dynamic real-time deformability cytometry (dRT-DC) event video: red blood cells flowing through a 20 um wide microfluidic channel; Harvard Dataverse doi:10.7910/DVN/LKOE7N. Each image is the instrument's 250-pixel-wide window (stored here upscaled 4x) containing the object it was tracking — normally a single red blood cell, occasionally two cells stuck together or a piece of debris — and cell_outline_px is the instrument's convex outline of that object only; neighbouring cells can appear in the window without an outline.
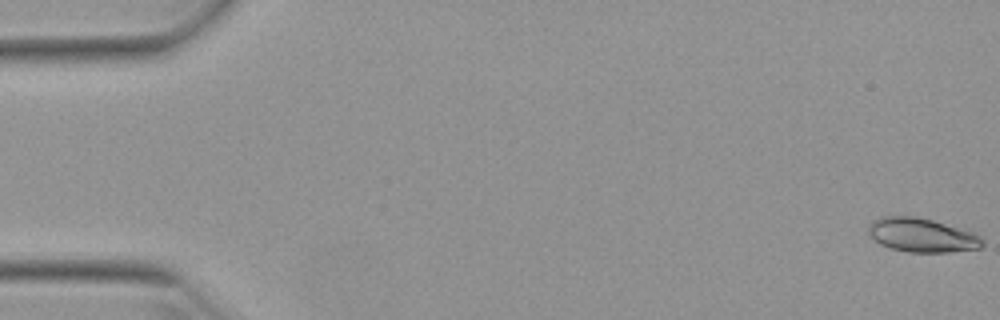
{"species": "Egyptian fruit bat (a non-hibernating species)", "species_latin": "Rousettus aegyptiacus", "temperature_condition": "warm", "stored_images_in_passage": 52, "camera_frame_rate_fps": 3000, "um_per_image_px": 0.085, "animal": {"sex": "female"}, "frame": {"image": 1, "passage_image": 1, "time_ms": 0.0, "image_size_px": [1000, 320], "cell_outline_px": [[984, 244], [980, 248], [948, 252], [908, 252], [892, 248], [880, 244], [868, 232], [868, 224], [872, 220], [880, 216], [916, 216], [932, 220], [972, 232], [980, 236], [984, 240]], "centroid_in_image_um": [78.34, 19.98], "position_along_channel_um": 6.7, "area_um2": 22.48}}
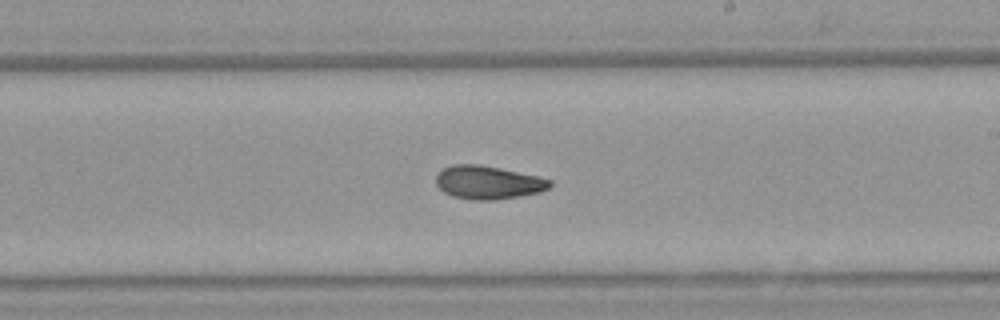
{"frame": {"image": 2, "passage_image": 31, "time_ms": 10.0, "image_size_px": [1000, 320], "cell_outline_px": [[552, 184], [548, 188], [540, 192], [520, 196], [496, 200], [472, 200], [452, 196], [444, 192], [436, 184], [436, 172], [452, 164], [480, 164], [500, 168], [536, 176], [552, 180]], "centroid_in_image_um": [41.46, 15.51], "position_along_channel_um": 247.5, "area_um2": 22.2}}
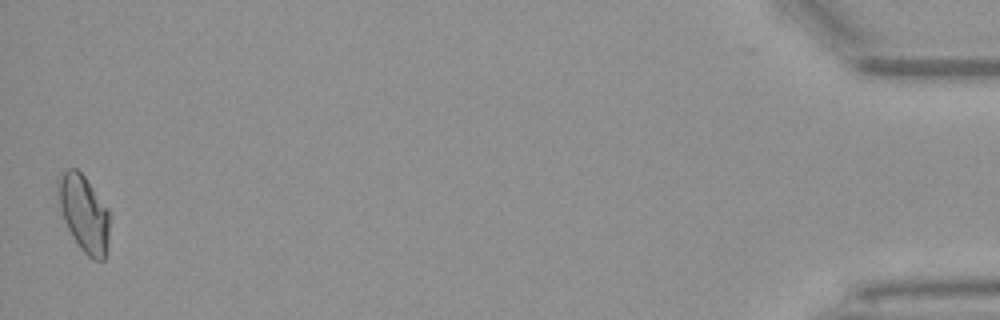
{"frame": {"image": 3, "passage_image": 52, "time_ms": 17.0, "image_size_px": [1000, 320], "cell_outline_px": [[108, 244], [104, 260], [92, 260], [80, 248], [72, 236], [64, 220], [56, 192], [56, 176], [60, 172], [68, 168], [76, 168], [84, 176], [108, 208]], "centroid_in_image_um": [7.09, 18.1], "position_along_channel_um": 428.1, "area_um2": 23.12}, "authors_computed_cell_mechanics": {"area_um2": 22.0218, "velocity_mm_per_s": 3.927, "shape_relaxation_time_tau1_ms": null, "shape_relaxation_time_tau2_ms": 4.3607, "deformation_change_tau1": null, "deformation_change_tau2": 0.1067}}